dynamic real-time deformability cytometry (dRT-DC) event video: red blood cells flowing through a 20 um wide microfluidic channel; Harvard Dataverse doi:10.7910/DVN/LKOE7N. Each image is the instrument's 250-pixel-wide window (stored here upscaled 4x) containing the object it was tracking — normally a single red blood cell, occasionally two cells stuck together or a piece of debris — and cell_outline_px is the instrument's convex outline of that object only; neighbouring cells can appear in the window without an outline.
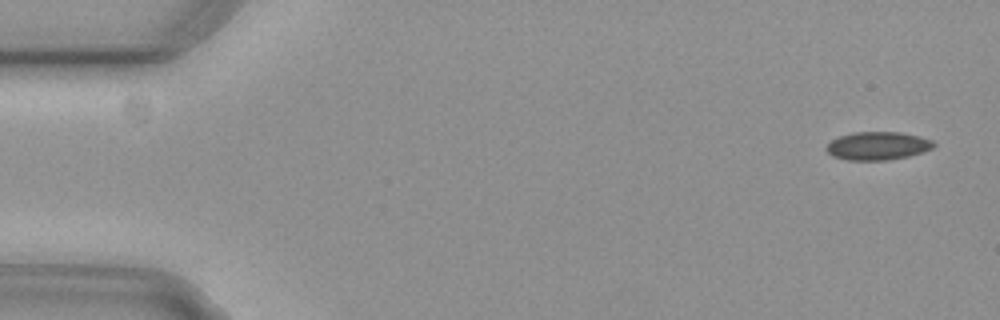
{"species": "common noctule bat (a hibernating species)", "species_latin": "Nyctalus noctula", "temperature_condition": "cold", "stored_images_in_passage": 5, "camera_frame_rate_fps": 3000, "um_per_image_px": 0.085, "animal": {"sex": "female", "body_mass_g": 29.2, "forearm_length_mm": 56.3}, "frame": {"image": 1, "passage_image": 1, "time_ms": 0.0, "image_size_px": [1000, 320], "cell_outline_px": [[936, 144], [932, 148], [908, 156], [888, 160], [848, 160], [832, 156], [824, 148], [832, 140], [840, 136], [852, 132], [900, 132], [920, 136], [932, 140]], "centroid_in_image_um": [74.59, 12.39], "position_along_channel_um": 10.4, "area_um2": 17.57}}
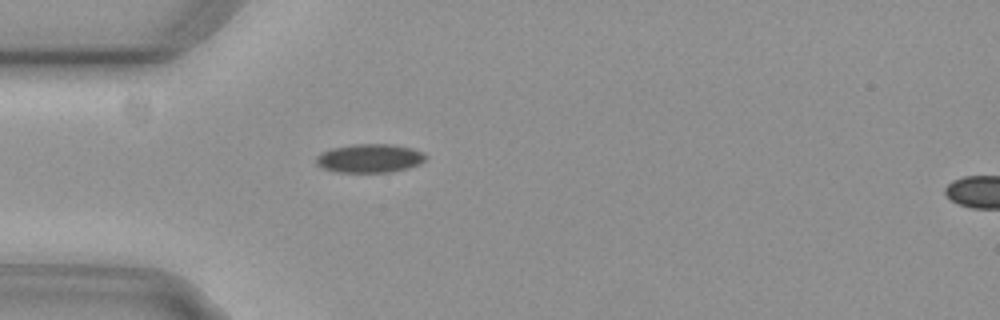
{"frame": {"image": 2, "passage_image": 4, "time_ms": 1.0, "image_size_px": [1000, 320], "cell_outline_px": [[428, 156], [420, 164], [408, 168], [388, 172], [336, 172], [324, 168], [316, 164], [316, 156], [320, 152], [332, 148], [352, 144], [392, 144], [412, 148], [424, 152]], "centroid_in_image_um": [31.43, 13.44], "position_along_channel_um": 53.6, "area_um2": 18.44}}